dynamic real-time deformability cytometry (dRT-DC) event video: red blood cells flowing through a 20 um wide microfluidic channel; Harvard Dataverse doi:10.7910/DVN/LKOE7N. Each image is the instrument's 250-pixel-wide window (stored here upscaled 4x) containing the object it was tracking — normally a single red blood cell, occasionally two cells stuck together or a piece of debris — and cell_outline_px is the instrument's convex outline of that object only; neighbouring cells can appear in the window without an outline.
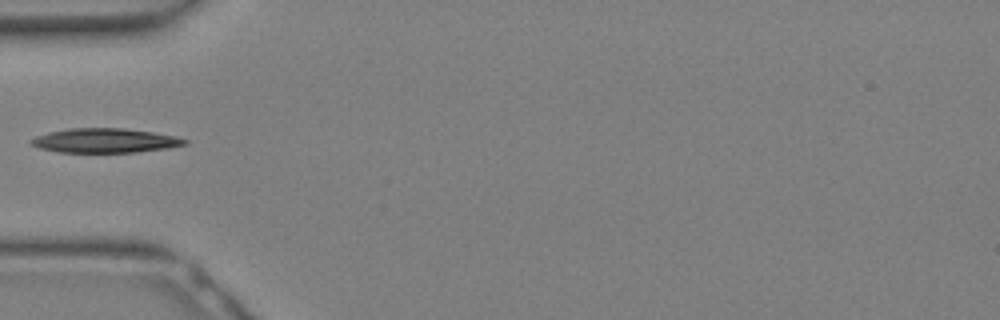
{"species": "Egyptian fruit bat (a non-hibernating species)", "species_latin": "Rousettus aegyptiacus", "temperature_condition": "warm", "stored_images_in_passage": 10, "camera_frame_rate_fps": 3000, "um_per_image_px": 0.085, "animal": {"sex": "female"}, "frame": {"image": 1, "passage_image": 9, "time_ms": 2.667, "image_size_px": [1000, 320], "cell_outline_px": [[188, 144], [168, 148], [136, 152], [60, 152], [40, 148], [32, 144], [28, 140], [36, 136], [48, 132], [68, 128], [124, 128], [152, 132], [176, 136], [188, 140]], "centroid_in_image_um": [8.93, 11.94], "position_along_channel_um": 76.1, "area_um2": 21.79}}